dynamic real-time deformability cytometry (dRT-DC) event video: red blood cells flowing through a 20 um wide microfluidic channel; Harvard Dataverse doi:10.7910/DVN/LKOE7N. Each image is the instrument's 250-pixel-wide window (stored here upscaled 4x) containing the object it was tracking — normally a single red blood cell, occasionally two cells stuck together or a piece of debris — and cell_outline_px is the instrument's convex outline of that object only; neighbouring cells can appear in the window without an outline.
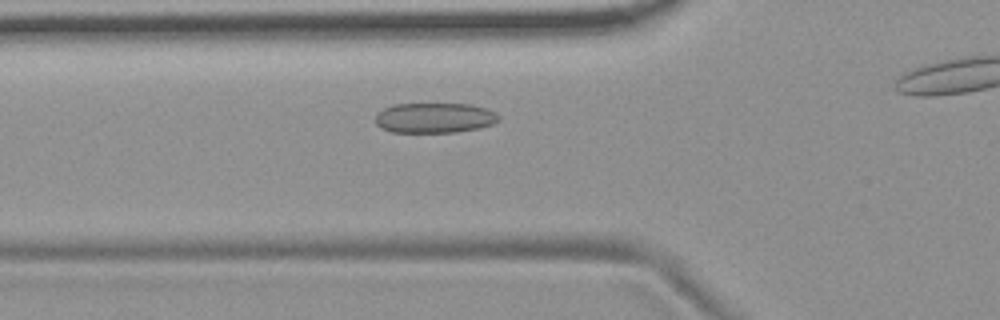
{"species": "common noctule bat (a hibernating species)", "species_latin": "Nyctalus noctula", "temperature_condition": "room temperature", "stored_images_in_passage": 38, "camera_frame_rate_fps": 3000, "um_per_image_px": 0.085, "animal": {"sex": "female", "body_mass_g": 19.9}, "frame": {"image": 1, "passage_image": 12, "time_ms": 3.667, "image_size_px": [1000, 320], "cell_outline_px": [[500, 120], [492, 124], [480, 128], [456, 132], [392, 132], [380, 128], [376, 124], [376, 112], [392, 104], [472, 104], [496, 112], [500, 116]], "centroid_in_image_um": [36.93, 10.02], "position_along_channel_um": 88.9, "area_um2": 21.85}}
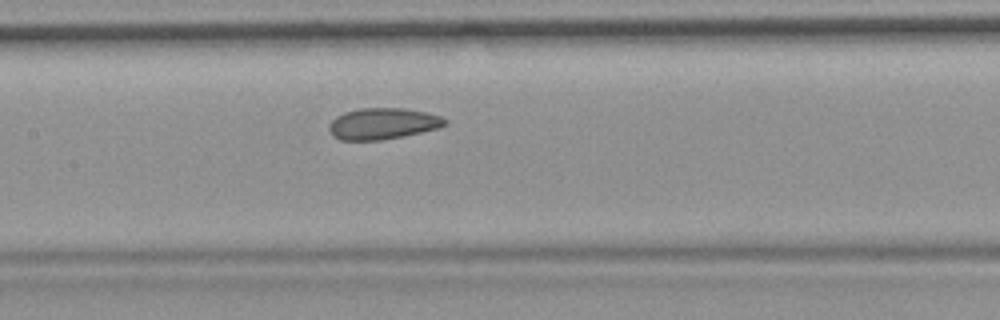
{"frame": {"image": 2, "passage_image": 19, "time_ms": 6.0, "image_size_px": [1000, 320], "cell_outline_px": [[448, 124], [440, 128], [404, 136], [380, 140], [340, 140], [332, 136], [328, 128], [328, 124], [336, 116], [344, 112], [360, 108], [404, 108], [424, 112], [440, 116], [448, 120]], "centroid_in_image_um": [32.53, 10.51], "position_along_channel_um": 174.9, "area_um2": 21.33}}
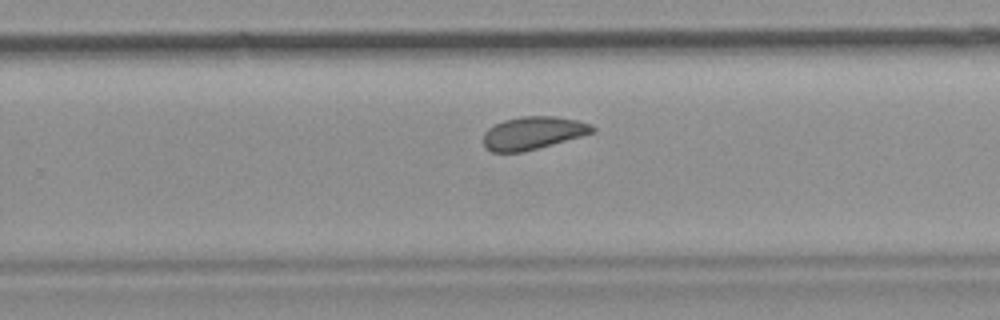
{"frame": {"image": 3, "passage_image": 28, "time_ms": 9.0, "image_size_px": [1000, 320], "cell_outline_px": [[596, 128], [592, 132], [580, 136], [524, 152], [492, 152], [484, 148], [484, 132], [488, 128], [504, 120], [520, 116], [556, 116], [576, 120], [592, 124]], "centroid_in_image_um": [45.27, 11.3], "position_along_channel_um": 284.5, "area_um2": 20.75}}